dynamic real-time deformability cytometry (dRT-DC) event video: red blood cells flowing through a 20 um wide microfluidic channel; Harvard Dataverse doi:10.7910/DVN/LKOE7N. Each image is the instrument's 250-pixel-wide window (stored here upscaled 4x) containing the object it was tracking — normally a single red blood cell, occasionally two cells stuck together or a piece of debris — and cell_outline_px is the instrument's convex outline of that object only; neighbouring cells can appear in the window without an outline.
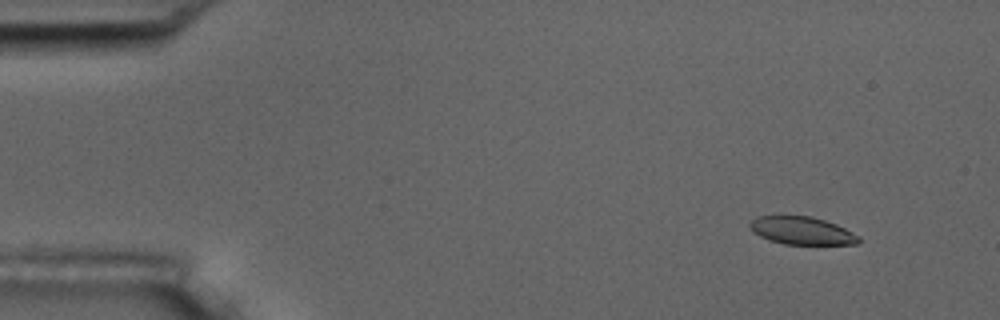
{"species": "common noctule bat (a hibernating species)", "species_latin": "Nyctalus noctula", "temperature_condition": "room temperature", "stored_images_in_passage": 5, "camera_frame_rate_fps": 3000, "um_per_image_px": 0.085, "animal": {"sex": "male", "body_mass_g": 17.5, "forearm_length_mm": 52.3}, "frame": {"image": 1, "passage_image": 2, "time_ms": 1.0, "image_size_px": [1000, 320], "cell_outline_px": [[860, 244], [784, 244], [760, 236], [752, 232], [748, 224], [756, 216], [812, 216], [836, 224], [860, 236]], "centroid_in_image_um": [68.16, 19.6], "position_along_channel_um": 16.8, "area_um2": 17.57}}
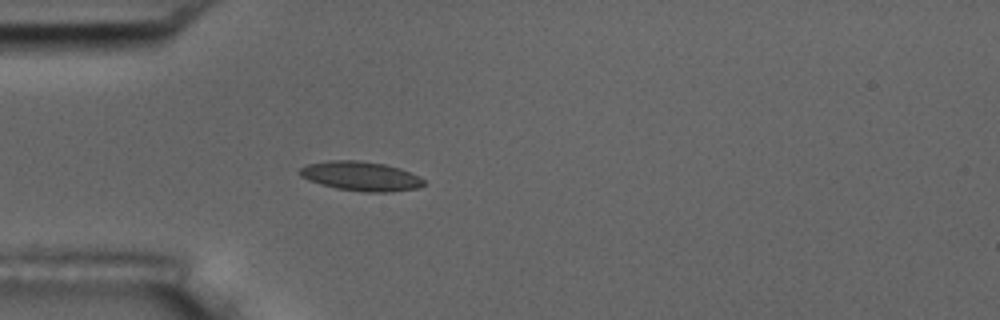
{"frame": {"image": 2, "passage_image": 5, "time_ms": 4.667, "image_size_px": [1000, 320], "cell_outline_px": [[424, 184], [416, 188], [388, 192], [364, 192], [336, 188], [320, 184], [308, 180], [300, 176], [300, 168], [308, 164], [328, 160], [356, 160], [384, 164], [400, 168], [424, 180]], "centroid_in_image_um": [30.62, 14.97], "position_along_channel_um": 54.4, "area_um2": 20.98}}